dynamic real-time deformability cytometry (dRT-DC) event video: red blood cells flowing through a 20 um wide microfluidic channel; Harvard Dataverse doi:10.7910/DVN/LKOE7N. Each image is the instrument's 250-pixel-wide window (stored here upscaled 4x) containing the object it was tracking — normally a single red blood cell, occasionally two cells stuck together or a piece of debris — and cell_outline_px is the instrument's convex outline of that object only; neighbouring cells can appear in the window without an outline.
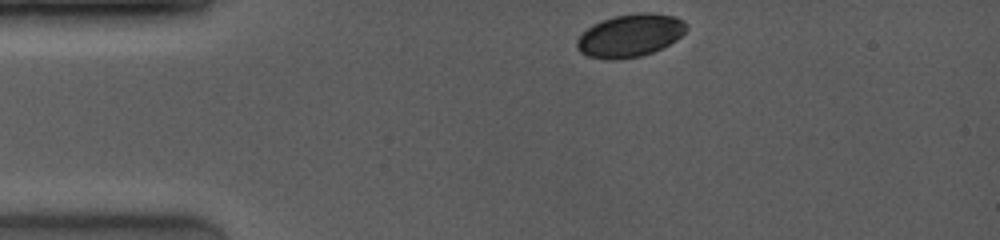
{"species": "common noctule bat (a hibernating species)", "species_latin": "Nyctalus noctula", "temperature_condition": "room temperature", "stored_images_in_passage": 20, "camera_frame_rate_fps": 4000, "um_per_image_px": 0.085, "animal": {"sex": "female", "body_mass_g": 19.0, "forearm_length_mm": 53.3}, "frame": {"image": 1, "passage_image": 1, "time_ms": 0.0, "image_size_px": [1000, 240], "cell_outline_px": [[688, 28], [676, 40], [652, 52], [640, 56], [612, 60], [608, 60], [588, 56], [580, 52], [576, 48], [576, 40], [592, 24], [616, 16], [640, 12], [648, 12], [672, 16], [684, 20]], "centroid_in_image_um": [53.54, 3.02], "position_along_channel_um": 31.5, "area_um2": 27.05}}
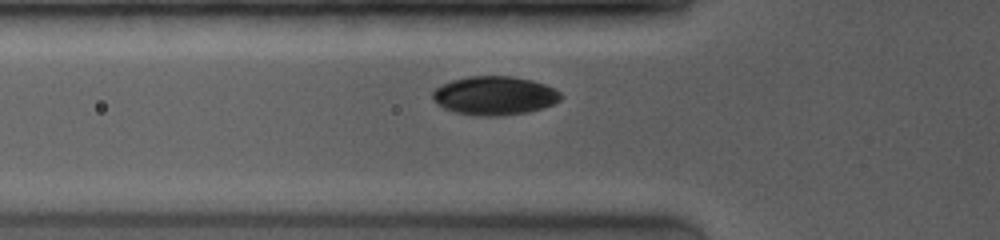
{"frame": {"image": 2, "passage_image": 11, "time_ms": 2.5, "image_size_px": [1000, 240], "cell_outline_px": [[564, 96], [560, 100], [544, 108], [528, 112], [500, 116], [476, 116], [456, 112], [444, 108], [436, 104], [432, 100], [432, 92], [436, 88], [452, 80], [468, 76], [512, 76], [532, 80], [544, 84], [560, 92]], "centroid_in_image_um": [42.03, 8.13], "position_along_channel_um": 83.8, "area_um2": 29.07}}
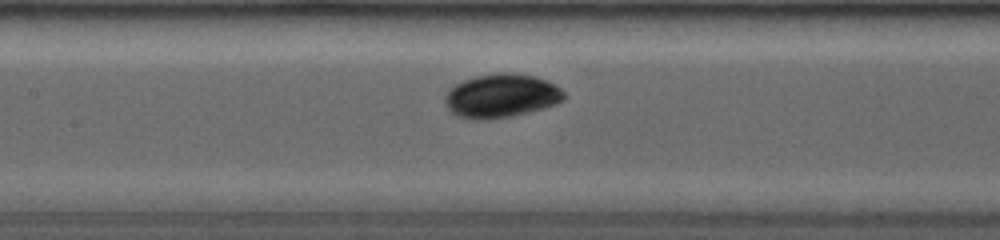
{"frame": {"image": 3, "passage_image": 19, "time_ms": 4.5, "image_size_px": [1000, 240], "cell_outline_px": [[564, 100], [556, 104], [544, 108], [528, 112], [508, 116], [484, 120], [476, 120], [456, 116], [448, 108], [444, 100], [444, 96], [456, 84], [464, 80], [476, 76], [492, 72], [512, 72], [532, 76], [544, 80], [560, 88], [564, 92]], "centroid_in_image_um": [42.59, 8.14], "position_along_channel_um": 164.8, "area_um2": 30.17}}